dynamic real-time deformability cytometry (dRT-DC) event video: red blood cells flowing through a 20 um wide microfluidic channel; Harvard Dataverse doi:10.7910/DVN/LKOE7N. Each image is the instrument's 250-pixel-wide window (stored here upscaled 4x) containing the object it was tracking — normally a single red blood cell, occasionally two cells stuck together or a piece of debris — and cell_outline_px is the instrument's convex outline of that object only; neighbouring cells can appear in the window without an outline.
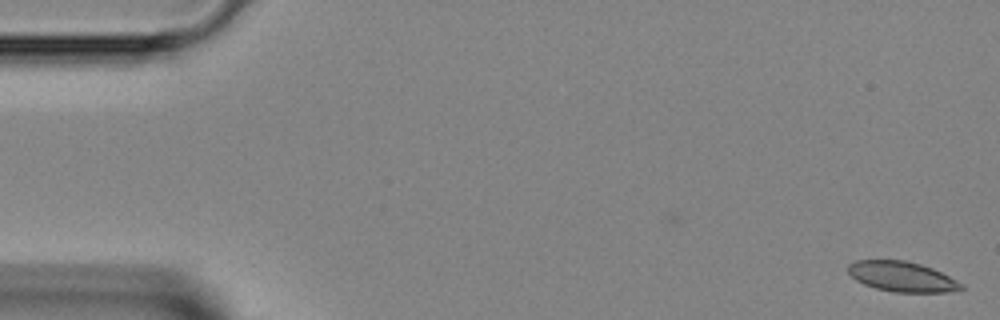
{"species": "Egyptian fruit bat (a non-hibernating species)", "species_latin": "Rousettus aegyptiacus", "temperature_condition": "room temperature", "stored_images_in_passage": 3, "camera_frame_rate_fps": 3000, "um_per_image_px": 0.085, "animal": {"sex": "female"}, "frame": {"image": 1, "passage_image": 3, "time_ms": 0.667, "image_size_px": [1000, 320], "cell_outline_px": [[964, 288], [960, 292], [896, 292], [876, 288], [864, 284], [856, 280], [848, 272], [848, 264], [856, 260], [904, 260], [920, 264], [932, 268], [964, 284]], "centroid_in_image_um": [76.7, 23.52], "position_along_channel_um": 8.3, "area_um2": 19.88}}